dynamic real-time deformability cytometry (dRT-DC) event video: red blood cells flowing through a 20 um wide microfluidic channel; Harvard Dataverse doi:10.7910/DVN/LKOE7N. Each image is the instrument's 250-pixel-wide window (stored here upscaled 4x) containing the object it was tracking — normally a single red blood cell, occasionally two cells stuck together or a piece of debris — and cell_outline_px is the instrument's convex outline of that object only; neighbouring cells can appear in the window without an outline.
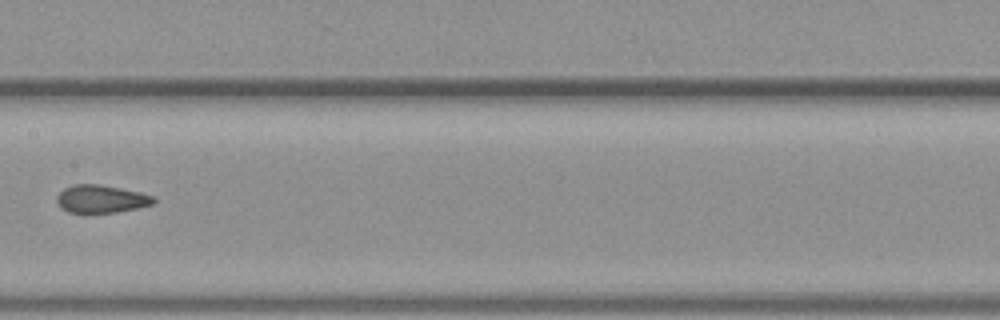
{"species": "common noctule bat (a hibernating species)", "species_latin": "Nyctalus noctula", "temperature_condition": "warm", "stored_images_in_passage": 7, "camera_frame_rate_fps": 3000, "um_per_image_px": 0.085, "animal": {"sex": "female", "body_mass_g": 19.3, "forearm_length_mm": 54.1}, "frame": {"image": 1, "passage_image": 6, "time_ms": 1.667, "image_size_px": [1000, 320], "cell_outline_px": [[156, 200], [152, 204], [136, 208], [116, 212], [88, 216], [84, 216], [68, 212], [60, 208], [56, 200], [56, 196], [64, 188], [72, 184], [96, 184], [120, 188], [140, 192], [152, 196]], "centroid_in_image_um": [8.51, 16.96], "position_along_channel_um": 198.9, "area_um2": 16.3}}
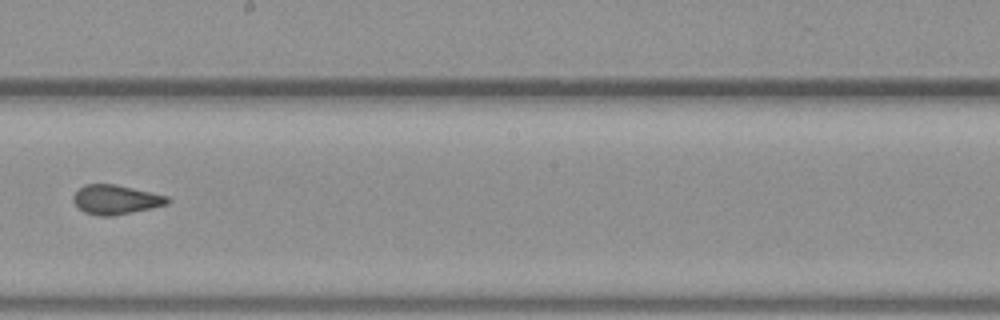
{"frame": {"image": 2, "passage_image": 7, "time_ms": 2.0, "image_size_px": [1000, 320], "cell_outline_px": [[172, 200], [168, 204], [152, 208], [112, 216], [100, 216], [84, 212], [72, 200], [72, 196], [84, 184], [116, 184], [168, 196]], "centroid_in_image_um": [9.86, 16.96], "position_along_channel_um": 238.3, "area_um2": 16.13}}